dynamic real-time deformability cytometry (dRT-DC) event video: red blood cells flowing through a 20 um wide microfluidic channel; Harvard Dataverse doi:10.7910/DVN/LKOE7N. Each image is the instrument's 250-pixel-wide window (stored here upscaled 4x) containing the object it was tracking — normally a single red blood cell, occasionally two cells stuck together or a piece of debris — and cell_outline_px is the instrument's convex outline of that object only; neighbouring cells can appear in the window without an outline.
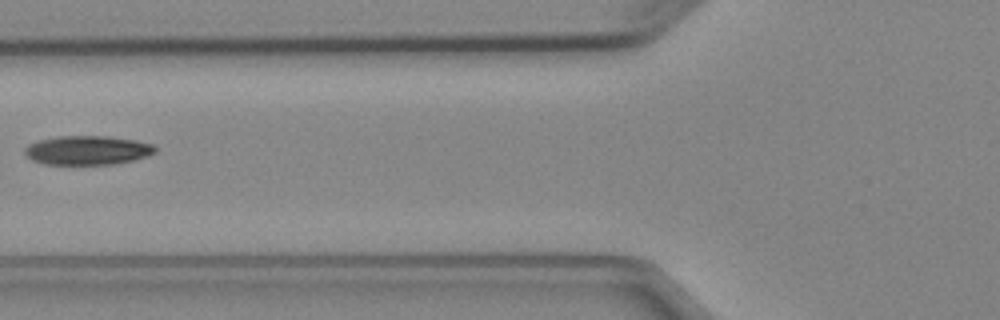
{"species": "Egyptian fruit bat (a non-hibernating species)", "species_latin": "Rousettus aegyptiacus", "temperature_condition": "cold", "stored_images_in_passage": 6, "camera_frame_rate_fps": 3000, "um_per_image_px": 0.085, "animal": {"sex": "female"}, "frame": {"image": 1, "passage_image": 5, "time_ms": 5.667, "image_size_px": [1000, 320], "cell_outline_px": [[156, 152], [148, 156], [132, 160], [112, 164], [44, 164], [32, 160], [24, 152], [24, 148], [28, 144], [40, 140], [60, 136], [108, 136], [136, 140], [152, 144], [156, 148]], "centroid_in_image_um": [7.44, 12.77], "position_along_channel_um": 118.4, "area_um2": 22.02}}